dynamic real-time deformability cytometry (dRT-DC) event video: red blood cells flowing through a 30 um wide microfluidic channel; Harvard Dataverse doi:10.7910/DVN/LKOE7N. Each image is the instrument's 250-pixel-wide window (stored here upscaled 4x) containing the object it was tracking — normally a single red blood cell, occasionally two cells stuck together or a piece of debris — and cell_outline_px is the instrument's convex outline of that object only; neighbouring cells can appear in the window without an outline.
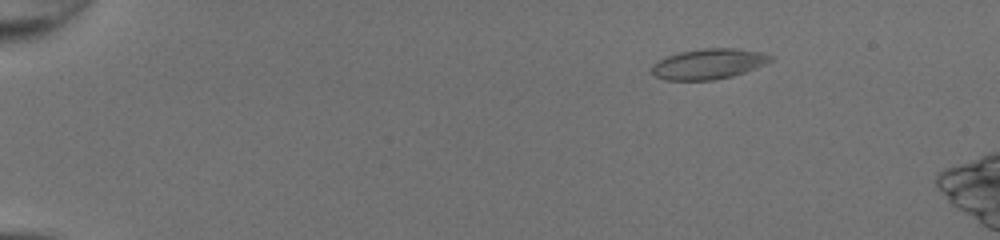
{"species": "common noctule bat (a hibernating species)", "species_latin": "Nyctalus noctula", "temperature_condition": "room temperature", "stored_images_in_passage": 43, "camera_frame_rate_fps": 3000, "um_per_image_px": 0.085, "animal": {"sex": "female", "body_mass_g": 20.0, "forearm_length_mm": 54.0}, "frame": {"image": 1, "passage_image": 1, "time_ms": 0.0, "image_size_px": [1000, 240], "cell_outline_px": [[772, 60], [756, 68], [732, 76], [712, 80], [664, 80], [656, 76], [652, 72], [652, 64], [668, 56], [680, 52], [704, 48], [732, 48], [760, 52], [772, 56]], "centroid_in_image_um": [60.22, 5.44], "position_along_channel_um": 24.8, "area_um2": 20.75}}
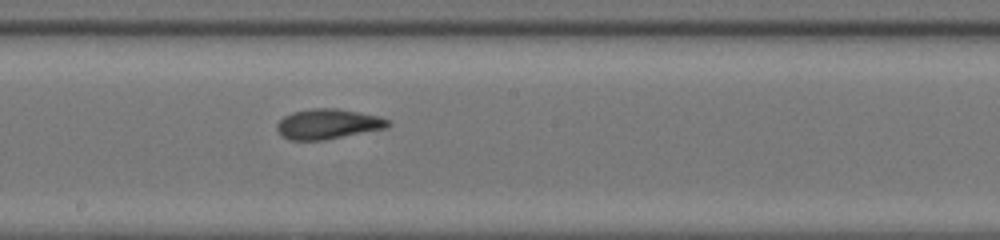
{"frame": {"image": 2, "passage_image": 23, "time_ms": 7.333, "image_size_px": [1000, 240], "cell_outline_px": [[392, 124], [388, 128], [324, 140], [288, 140], [280, 136], [276, 128], [276, 124], [284, 116], [292, 112], [312, 108], [336, 108], [380, 116], [392, 120]], "centroid_in_image_um": [27.89, 10.54], "position_along_channel_um": 220.3, "area_um2": 19.83}}
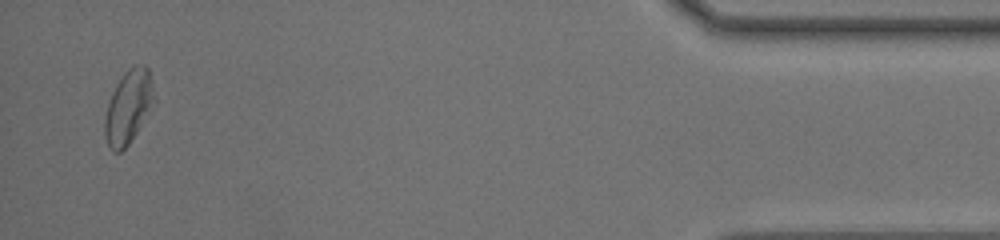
{"frame": {"image": 3, "passage_image": 42, "time_ms": 13.667, "image_size_px": [1000, 240], "cell_outline_px": [[156, 100], [136, 132], [128, 144], [120, 152], [112, 152], [104, 136], [104, 120], [108, 104], [112, 92], [116, 84], [124, 72], [128, 68], [136, 64], [144, 64], [148, 68]], "centroid_in_image_um": [10.91, 9.06], "position_along_channel_um": 424.3, "area_um2": 20.98}, "authors_computed_cell_mechanics": {"area_um2": 19.8832, "velocity_mm_per_s": 4.2924, "shape_relaxation_time_tau1_ms": 10.2445, "shape_relaxation_time_tau2_ms": 1.8872, "deformation_change_tau1": 0.2273, "deformation_change_tau2": 0.0816}}